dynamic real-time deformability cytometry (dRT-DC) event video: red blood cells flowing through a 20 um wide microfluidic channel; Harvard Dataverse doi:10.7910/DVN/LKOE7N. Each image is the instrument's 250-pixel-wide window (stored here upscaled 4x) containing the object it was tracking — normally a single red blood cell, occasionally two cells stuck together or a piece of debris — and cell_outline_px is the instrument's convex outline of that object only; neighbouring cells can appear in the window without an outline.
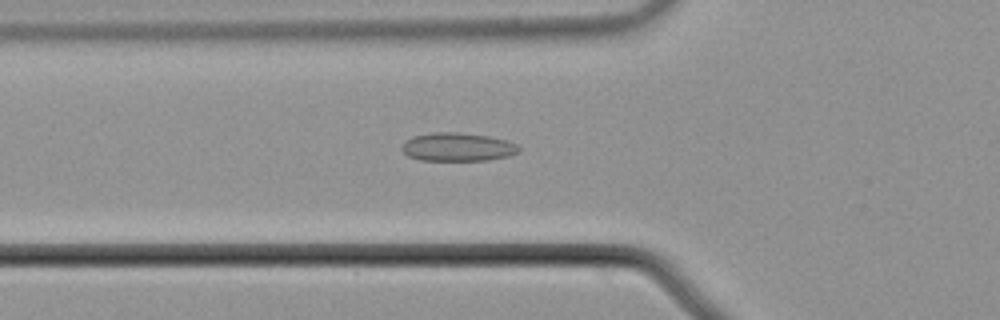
{"species": "common noctule bat (a hibernating species)", "species_latin": "Nyctalus noctula", "temperature_condition": "cold", "stored_images_in_passage": 38, "camera_frame_rate_fps": 3000, "um_per_image_px": 0.085, "animal": {"sex": "male", "body_mass_g": 21.5, "forearm_length_mm": 52.0}, "frame": {"image": 1, "passage_image": 2, "time_ms": 0.333, "image_size_px": [1000, 320], "cell_outline_px": [[520, 152], [508, 156], [488, 160], [420, 160], [408, 156], [400, 148], [404, 140], [412, 136], [432, 132], [460, 132], [488, 136], [508, 140], [516, 144], [520, 148]], "centroid_in_image_um": [38.88, 12.48], "position_along_channel_um": 86.9, "area_um2": 19.59}}
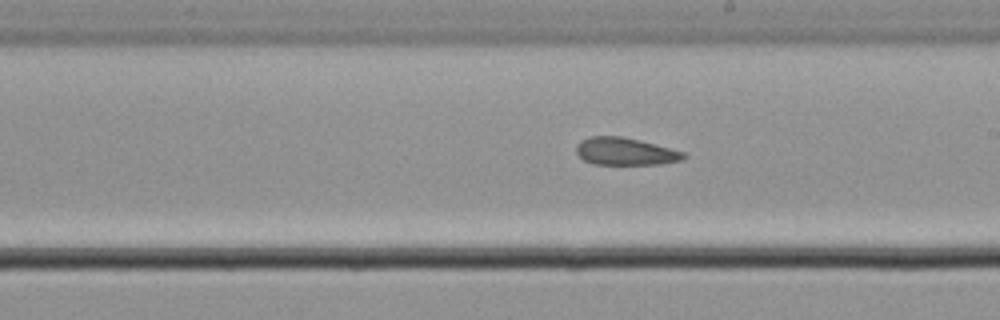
{"frame": {"image": 2, "passage_image": 14, "time_ms": 4.333, "image_size_px": [1000, 320], "cell_outline_px": [[688, 156], [680, 160], [660, 164], [592, 164], [584, 160], [576, 152], [576, 144], [580, 140], [588, 136], [620, 136], [640, 140], [684, 152]], "centroid_in_image_um": [53.11, 12.86], "position_along_channel_um": 235.9, "area_um2": 17.17}}
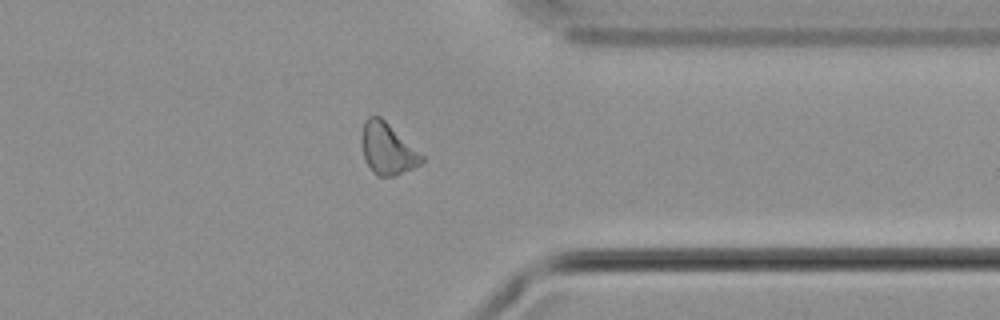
{"frame": {"image": 3, "passage_image": 26, "time_ms": 8.333, "image_size_px": [1000, 320], "cell_outline_px": [[424, 160], [420, 164], [412, 168], [392, 176], [376, 176], [372, 172], [364, 160], [360, 140], [360, 136], [364, 120], [368, 116], [380, 116], [424, 156]], "centroid_in_image_um": [32.88, 12.64], "position_along_channel_um": 378.5, "area_um2": 18.03}}